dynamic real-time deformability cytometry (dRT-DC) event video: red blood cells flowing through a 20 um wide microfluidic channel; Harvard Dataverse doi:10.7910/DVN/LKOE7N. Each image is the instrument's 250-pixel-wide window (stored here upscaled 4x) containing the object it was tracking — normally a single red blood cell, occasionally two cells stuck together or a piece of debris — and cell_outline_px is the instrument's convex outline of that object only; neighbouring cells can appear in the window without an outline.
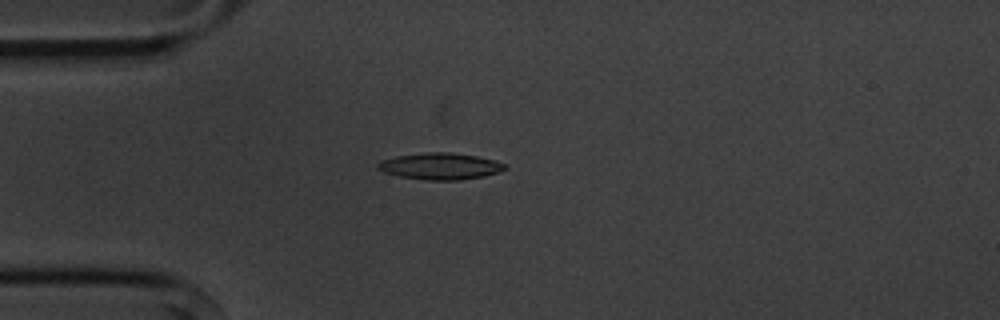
{"species": "common noctule bat (a hibernating species)", "species_latin": "Nyctalus noctula", "temperature_condition": "cold", "stored_images_in_passage": 3, "camera_frame_rate_fps": 3000, "um_per_image_px": 0.085, "animal": {"sex": "male", "body_mass_g": 20.1, "forearm_length_mm": 53.5}, "frame": {"image": 1, "passage_image": 3, "time_ms": 2.333, "image_size_px": [1000, 320], "cell_outline_px": [[504, 168], [496, 172], [484, 176], [460, 180], [428, 180], [400, 176], [384, 172], [376, 168], [376, 164], [380, 160], [396, 156], [428, 152], [452, 152], [476, 156], [492, 160], [504, 164]], "centroid_in_image_um": [37.34, 14.12], "position_along_channel_um": 47.7, "area_um2": 19.42}}